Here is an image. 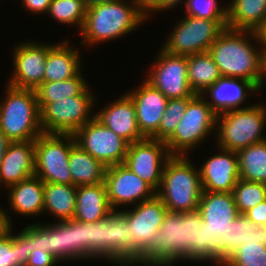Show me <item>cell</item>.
Here are the masks:
<instances>
[{
  "mask_svg": "<svg viewBox=\"0 0 266 266\" xmlns=\"http://www.w3.org/2000/svg\"><path fill=\"white\" fill-rule=\"evenodd\" d=\"M205 259L223 265L240 245L259 242L266 246V226H257L245 214L232 221H203Z\"/></svg>",
  "mask_w": 266,
  "mask_h": 266,
  "instance_id": "4",
  "label": "cell"
},
{
  "mask_svg": "<svg viewBox=\"0 0 266 266\" xmlns=\"http://www.w3.org/2000/svg\"><path fill=\"white\" fill-rule=\"evenodd\" d=\"M69 168L73 185H93L104 182L106 166L75 144L69 155Z\"/></svg>",
  "mask_w": 266,
  "mask_h": 266,
  "instance_id": "30",
  "label": "cell"
},
{
  "mask_svg": "<svg viewBox=\"0 0 266 266\" xmlns=\"http://www.w3.org/2000/svg\"><path fill=\"white\" fill-rule=\"evenodd\" d=\"M200 211H167L152 243V266H170L177 259L205 260Z\"/></svg>",
  "mask_w": 266,
  "mask_h": 266,
  "instance_id": "1",
  "label": "cell"
},
{
  "mask_svg": "<svg viewBox=\"0 0 266 266\" xmlns=\"http://www.w3.org/2000/svg\"><path fill=\"white\" fill-rule=\"evenodd\" d=\"M232 195L238 213L245 214L266 199V184L239 179Z\"/></svg>",
  "mask_w": 266,
  "mask_h": 266,
  "instance_id": "36",
  "label": "cell"
},
{
  "mask_svg": "<svg viewBox=\"0 0 266 266\" xmlns=\"http://www.w3.org/2000/svg\"><path fill=\"white\" fill-rule=\"evenodd\" d=\"M220 119L222 121L217 129L219 149L238 152L266 140L261 136L266 122V107L263 105L254 104L217 114L216 124Z\"/></svg>",
  "mask_w": 266,
  "mask_h": 266,
  "instance_id": "8",
  "label": "cell"
},
{
  "mask_svg": "<svg viewBox=\"0 0 266 266\" xmlns=\"http://www.w3.org/2000/svg\"><path fill=\"white\" fill-rule=\"evenodd\" d=\"M240 179L266 184V140L237 152Z\"/></svg>",
  "mask_w": 266,
  "mask_h": 266,
  "instance_id": "34",
  "label": "cell"
},
{
  "mask_svg": "<svg viewBox=\"0 0 266 266\" xmlns=\"http://www.w3.org/2000/svg\"><path fill=\"white\" fill-rule=\"evenodd\" d=\"M93 95L88 87L74 97L53 103H38L42 132L47 134H74L95 116L89 118Z\"/></svg>",
  "mask_w": 266,
  "mask_h": 266,
  "instance_id": "11",
  "label": "cell"
},
{
  "mask_svg": "<svg viewBox=\"0 0 266 266\" xmlns=\"http://www.w3.org/2000/svg\"><path fill=\"white\" fill-rule=\"evenodd\" d=\"M134 103L138 128L145 138H151L158 130L168 98L149 82L127 94Z\"/></svg>",
  "mask_w": 266,
  "mask_h": 266,
  "instance_id": "20",
  "label": "cell"
},
{
  "mask_svg": "<svg viewBox=\"0 0 266 266\" xmlns=\"http://www.w3.org/2000/svg\"><path fill=\"white\" fill-rule=\"evenodd\" d=\"M122 1V2H121ZM133 6L123 0L97 3L87 7L81 30L82 44L113 40L136 29L146 19L142 0L132 1Z\"/></svg>",
  "mask_w": 266,
  "mask_h": 266,
  "instance_id": "2",
  "label": "cell"
},
{
  "mask_svg": "<svg viewBox=\"0 0 266 266\" xmlns=\"http://www.w3.org/2000/svg\"><path fill=\"white\" fill-rule=\"evenodd\" d=\"M263 75L266 76V51H261L260 77H259L257 90H259L262 87L263 78H264Z\"/></svg>",
  "mask_w": 266,
  "mask_h": 266,
  "instance_id": "47",
  "label": "cell"
},
{
  "mask_svg": "<svg viewBox=\"0 0 266 266\" xmlns=\"http://www.w3.org/2000/svg\"><path fill=\"white\" fill-rule=\"evenodd\" d=\"M157 57L146 81L168 99L195 97L187 79L188 57L172 55L163 49Z\"/></svg>",
  "mask_w": 266,
  "mask_h": 266,
  "instance_id": "16",
  "label": "cell"
},
{
  "mask_svg": "<svg viewBox=\"0 0 266 266\" xmlns=\"http://www.w3.org/2000/svg\"><path fill=\"white\" fill-rule=\"evenodd\" d=\"M7 88L0 104V129L11 142L34 141L43 133L36 91L10 85Z\"/></svg>",
  "mask_w": 266,
  "mask_h": 266,
  "instance_id": "7",
  "label": "cell"
},
{
  "mask_svg": "<svg viewBox=\"0 0 266 266\" xmlns=\"http://www.w3.org/2000/svg\"><path fill=\"white\" fill-rule=\"evenodd\" d=\"M6 212L0 209V231L5 227V226H11V221H9L10 217H8Z\"/></svg>",
  "mask_w": 266,
  "mask_h": 266,
  "instance_id": "49",
  "label": "cell"
},
{
  "mask_svg": "<svg viewBox=\"0 0 266 266\" xmlns=\"http://www.w3.org/2000/svg\"><path fill=\"white\" fill-rule=\"evenodd\" d=\"M87 7L97 4V3H105V2H113L118 0H83Z\"/></svg>",
  "mask_w": 266,
  "mask_h": 266,
  "instance_id": "50",
  "label": "cell"
},
{
  "mask_svg": "<svg viewBox=\"0 0 266 266\" xmlns=\"http://www.w3.org/2000/svg\"><path fill=\"white\" fill-rule=\"evenodd\" d=\"M33 175H35L34 141L10 142L0 164V182L10 187Z\"/></svg>",
  "mask_w": 266,
  "mask_h": 266,
  "instance_id": "22",
  "label": "cell"
},
{
  "mask_svg": "<svg viewBox=\"0 0 266 266\" xmlns=\"http://www.w3.org/2000/svg\"><path fill=\"white\" fill-rule=\"evenodd\" d=\"M252 36H254L255 41L256 38L261 46V51H266V18L263 23L254 31H251ZM263 47V48H262Z\"/></svg>",
  "mask_w": 266,
  "mask_h": 266,
  "instance_id": "46",
  "label": "cell"
},
{
  "mask_svg": "<svg viewBox=\"0 0 266 266\" xmlns=\"http://www.w3.org/2000/svg\"><path fill=\"white\" fill-rule=\"evenodd\" d=\"M167 211L162 200L155 195L152 199L139 202L133 211L121 212L129 224L132 264L152 266V243Z\"/></svg>",
  "mask_w": 266,
  "mask_h": 266,
  "instance_id": "9",
  "label": "cell"
},
{
  "mask_svg": "<svg viewBox=\"0 0 266 266\" xmlns=\"http://www.w3.org/2000/svg\"><path fill=\"white\" fill-rule=\"evenodd\" d=\"M87 6L83 0H52L48 13L64 24H76L82 30L86 18Z\"/></svg>",
  "mask_w": 266,
  "mask_h": 266,
  "instance_id": "38",
  "label": "cell"
},
{
  "mask_svg": "<svg viewBox=\"0 0 266 266\" xmlns=\"http://www.w3.org/2000/svg\"><path fill=\"white\" fill-rule=\"evenodd\" d=\"M77 186L44 182V208L62 221L73 219Z\"/></svg>",
  "mask_w": 266,
  "mask_h": 266,
  "instance_id": "32",
  "label": "cell"
},
{
  "mask_svg": "<svg viewBox=\"0 0 266 266\" xmlns=\"http://www.w3.org/2000/svg\"><path fill=\"white\" fill-rule=\"evenodd\" d=\"M221 150L199 169L203 191L232 193L240 179L237 152Z\"/></svg>",
  "mask_w": 266,
  "mask_h": 266,
  "instance_id": "19",
  "label": "cell"
},
{
  "mask_svg": "<svg viewBox=\"0 0 266 266\" xmlns=\"http://www.w3.org/2000/svg\"><path fill=\"white\" fill-rule=\"evenodd\" d=\"M245 215L257 226H266V199L247 211Z\"/></svg>",
  "mask_w": 266,
  "mask_h": 266,
  "instance_id": "43",
  "label": "cell"
},
{
  "mask_svg": "<svg viewBox=\"0 0 266 266\" xmlns=\"http://www.w3.org/2000/svg\"><path fill=\"white\" fill-rule=\"evenodd\" d=\"M64 221L70 226L73 251L80 258H85V222L74 219Z\"/></svg>",
  "mask_w": 266,
  "mask_h": 266,
  "instance_id": "41",
  "label": "cell"
},
{
  "mask_svg": "<svg viewBox=\"0 0 266 266\" xmlns=\"http://www.w3.org/2000/svg\"><path fill=\"white\" fill-rule=\"evenodd\" d=\"M103 256L132 265V242L126 217L113 210L105 218L85 223V258Z\"/></svg>",
  "mask_w": 266,
  "mask_h": 266,
  "instance_id": "6",
  "label": "cell"
},
{
  "mask_svg": "<svg viewBox=\"0 0 266 266\" xmlns=\"http://www.w3.org/2000/svg\"><path fill=\"white\" fill-rule=\"evenodd\" d=\"M68 45L69 41H64L60 45H47L43 82L67 80L80 72L78 49L74 50Z\"/></svg>",
  "mask_w": 266,
  "mask_h": 266,
  "instance_id": "26",
  "label": "cell"
},
{
  "mask_svg": "<svg viewBox=\"0 0 266 266\" xmlns=\"http://www.w3.org/2000/svg\"><path fill=\"white\" fill-rule=\"evenodd\" d=\"M58 260L42 248H36L30 252L26 266H54Z\"/></svg>",
  "mask_w": 266,
  "mask_h": 266,
  "instance_id": "42",
  "label": "cell"
},
{
  "mask_svg": "<svg viewBox=\"0 0 266 266\" xmlns=\"http://www.w3.org/2000/svg\"><path fill=\"white\" fill-rule=\"evenodd\" d=\"M32 248L51 253L58 261L80 257L73 251L70 226L61 221L54 225H32Z\"/></svg>",
  "mask_w": 266,
  "mask_h": 266,
  "instance_id": "23",
  "label": "cell"
},
{
  "mask_svg": "<svg viewBox=\"0 0 266 266\" xmlns=\"http://www.w3.org/2000/svg\"><path fill=\"white\" fill-rule=\"evenodd\" d=\"M52 0H23L28 10L36 13L48 12Z\"/></svg>",
  "mask_w": 266,
  "mask_h": 266,
  "instance_id": "45",
  "label": "cell"
},
{
  "mask_svg": "<svg viewBox=\"0 0 266 266\" xmlns=\"http://www.w3.org/2000/svg\"><path fill=\"white\" fill-rule=\"evenodd\" d=\"M202 95H196L189 103L174 133L165 141L172 156H185L216 127L217 114ZM191 148V149H190Z\"/></svg>",
  "mask_w": 266,
  "mask_h": 266,
  "instance_id": "12",
  "label": "cell"
},
{
  "mask_svg": "<svg viewBox=\"0 0 266 266\" xmlns=\"http://www.w3.org/2000/svg\"><path fill=\"white\" fill-rule=\"evenodd\" d=\"M81 72L63 81L43 82L35 91L38 103H53L80 95L88 86Z\"/></svg>",
  "mask_w": 266,
  "mask_h": 266,
  "instance_id": "35",
  "label": "cell"
},
{
  "mask_svg": "<svg viewBox=\"0 0 266 266\" xmlns=\"http://www.w3.org/2000/svg\"><path fill=\"white\" fill-rule=\"evenodd\" d=\"M73 135L76 144L104 166L124 164L129 143L95 117Z\"/></svg>",
  "mask_w": 266,
  "mask_h": 266,
  "instance_id": "14",
  "label": "cell"
},
{
  "mask_svg": "<svg viewBox=\"0 0 266 266\" xmlns=\"http://www.w3.org/2000/svg\"><path fill=\"white\" fill-rule=\"evenodd\" d=\"M12 226L0 231V266H26L32 248V225L17 236L11 235Z\"/></svg>",
  "mask_w": 266,
  "mask_h": 266,
  "instance_id": "28",
  "label": "cell"
},
{
  "mask_svg": "<svg viewBox=\"0 0 266 266\" xmlns=\"http://www.w3.org/2000/svg\"><path fill=\"white\" fill-rule=\"evenodd\" d=\"M14 50L15 73L8 85L36 90L43 83L47 44L23 43Z\"/></svg>",
  "mask_w": 266,
  "mask_h": 266,
  "instance_id": "18",
  "label": "cell"
},
{
  "mask_svg": "<svg viewBox=\"0 0 266 266\" xmlns=\"http://www.w3.org/2000/svg\"><path fill=\"white\" fill-rule=\"evenodd\" d=\"M10 142L11 141L6 137L5 133L0 129V164Z\"/></svg>",
  "mask_w": 266,
  "mask_h": 266,
  "instance_id": "48",
  "label": "cell"
},
{
  "mask_svg": "<svg viewBox=\"0 0 266 266\" xmlns=\"http://www.w3.org/2000/svg\"><path fill=\"white\" fill-rule=\"evenodd\" d=\"M222 75L209 52L188 56L187 79L190 88L196 95L212 86Z\"/></svg>",
  "mask_w": 266,
  "mask_h": 266,
  "instance_id": "31",
  "label": "cell"
},
{
  "mask_svg": "<svg viewBox=\"0 0 266 266\" xmlns=\"http://www.w3.org/2000/svg\"><path fill=\"white\" fill-rule=\"evenodd\" d=\"M162 47L176 56L208 52L212 43L227 28L226 20H209L186 15Z\"/></svg>",
  "mask_w": 266,
  "mask_h": 266,
  "instance_id": "13",
  "label": "cell"
},
{
  "mask_svg": "<svg viewBox=\"0 0 266 266\" xmlns=\"http://www.w3.org/2000/svg\"><path fill=\"white\" fill-rule=\"evenodd\" d=\"M112 211L104 182L77 187L74 220L94 223L105 218Z\"/></svg>",
  "mask_w": 266,
  "mask_h": 266,
  "instance_id": "25",
  "label": "cell"
},
{
  "mask_svg": "<svg viewBox=\"0 0 266 266\" xmlns=\"http://www.w3.org/2000/svg\"><path fill=\"white\" fill-rule=\"evenodd\" d=\"M246 90L255 92L257 86L244 79L221 77L205 91H209L213 99H211L212 102L207 101V103L216 114L239 109L240 104L249 95L245 92Z\"/></svg>",
  "mask_w": 266,
  "mask_h": 266,
  "instance_id": "24",
  "label": "cell"
},
{
  "mask_svg": "<svg viewBox=\"0 0 266 266\" xmlns=\"http://www.w3.org/2000/svg\"><path fill=\"white\" fill-rule=\"evenodd\" d=\"M222 266H266V246L259 242L244 243Z\"/></svg>",
  "mask_w": 266,
  "mask_h": 266,
  "instance_id": "39",
  "label": "cell"
},
{
  "mask_svg": "<svg viewBox=\"0 0 266 266\" xmlns=\"http://www.w3.org/2000/svg\"><path fill=\"white\" fill-rule=\"evenodd\" d=\"M75 144L72 134L42 133L34 140L35 175L43 182L73 185L69 155Z\"/></svg>",
  "mask_w": 266,
  "mask_h": 266,
  "instance_id": "10",
  "label": "cell"
},
{
  "mask_svg": "<svg viewBox=\"0 0 266 266\" xmlns=\"http://www.w3.org/2000/svg\"><path fill=\"white\" fill-rule=\"evenodd\" d=\"M251 31L226 28L212 43L209 53L222 77L239 78L259 83L261 50L254 49L247 36ZM259 51V52H258Z\"/></svg>",
  "mask_w": 266,
  "mask_h": 266,
  "instance_id": "3",
  "label": "cell"
},
{
  "mask_svg": "<svg viewBox=\"0 0 266 266\" xmlns=\"http://www.w3.org/2000/svg\"><path fill=\"white\" fill-rule=\"evenodd\" d=\"M94 116L129 144L145 139L138 128L134 103L127 94Z\"/></svg>",
  "mask_w": 266,
  "mask_h": 266,
  "instance_id": "21",
  "label": "cell"
},
{
  "mask_svg": "<svg viewBox=\"0 0 266 266\" xmlns=\"http://www.w3.org/2000/svg\"><path fill=\"white\" fill-rule=\"evenodd\" d=\"M193 98L194 97L169 99L162 119L160 120L159 128L151 138L165 142L174 133L176 126L183 118L188 103Z\"/></svg>",
  "mask_w": 266,
  "mask_h": 266,
  "instance_id": "37",
  "label": "cell"
},
{
  "mask_svg": "<svg viewBox=\"0 0 266 266\" xmlns=\"http://www.w3.org/2000/svg\"><path fill=\"white\" fill-rule=\"evenodd\" d=\"M171 156L164 141L145 138L129 144L124 164L158 191L164 165Z\"/></svg>",
  "mask_w": 266,
  "mask_h": 266,
  "instance_id": "15",
  "label": "cell"
},
{
  "mask_svg": "<svg viewBox=\"0 0 266 266\" xmlns=\"http://www.w3.org/2000/svg\"><path fill=\"white\" fill-rule=\"evenodd\" d=\"M10 204L19 214L31 216L42 213L44 208V182L36 175L10 186Z\"/></svg>",
  "mask_w": 266,
  "mask_h": 266,
  "instance_id": "27",
  "label": "cell"
},
{
  "mask_svg": "<svg viewBox=\"0 0 266 266\" xmlns=\"http://www.w3.org/2000/svg\"><path fill=\"white\" fill-rule=\"evenodd\" d=\"M104 183L113 210L119 205L146 201L156 195V191L125 164L107 167Z\"/></svg>",
  "mask_w": 266,
  "mask_h": 266,
  "instance_id": "17",
  "label": "cell"
},
{
  "mask_svg": "<svg viewBox=\"0 0 266 266\" xmlns=\"http://www.w3.org/2000/svg\"><path fill=\"white\" fill-rule=\"evenodd\" d=\"M187 156H171L164 165L156 195L168 211L188 212L197 210L203 192L200 170H195Z\"/></svg>",
  "mask_w": 266,
  "mask_h": 266,
  "instance_id": "5",
  "label": "cell"
},
{
  "mask_svg": "<svg viewBox=\"0 0 266 266\" xmlns=\"http://www.w3.org/2000/svg\"><path fill=\"white\" fill-rule=\"evenodd\" d=\"M265 18L266 0H233L226 8L228 29L254 31Z\"/></svg>",
  "mask_w": 266,
  "mask_h": 266,
  "instance_id": "29",
  "label": "cell"
},
{
  "mask_svg": "<svg viewBox=\"0 0 266 266\" xmlns=\"http://www.w3.org/2000/svg\"><path fill=\"white\" fill-rule=\"evenodd\" d=\"M187 15L209 20H226V7L219 8L216 0L185 1Z\"/></svg>",
  "mask_w": 266,
  "mask_h": 266,
  "instance_id": "40",
  "label": "cell"
},
{
  "mask_svg": "<svg viewBox=\"0 0 266 266\" xmlns=\"http://www.w3.org/2000/svg\"><path fill=\"white\" fill-rule=\"evenodd\" d=\"M142 1L145 13L148 16L147 12H151V10L153 11L168 10L172 8L174 5L178 4L181 0H142Z\"/></svg>",
  "mask_w": 266,
  "mask_h": 266,
  "instance_id": "44",
  "label": "cell"
},
{
  "mask_svg": "<svg viewBox=\"0 0 266 266\" xmlns=\"http://www.w3.org/2000/svg\"><path fill=\"white\" fill-rule=\"evenodd\" d=\"M198 210L203 221H232L239 215L232 193L203 191Z\"/></svg>",
  "mask_w": 266,
  "mask_h": 266,
  "instance_id": "33",
  "label": "cell"
}]
</instances>
